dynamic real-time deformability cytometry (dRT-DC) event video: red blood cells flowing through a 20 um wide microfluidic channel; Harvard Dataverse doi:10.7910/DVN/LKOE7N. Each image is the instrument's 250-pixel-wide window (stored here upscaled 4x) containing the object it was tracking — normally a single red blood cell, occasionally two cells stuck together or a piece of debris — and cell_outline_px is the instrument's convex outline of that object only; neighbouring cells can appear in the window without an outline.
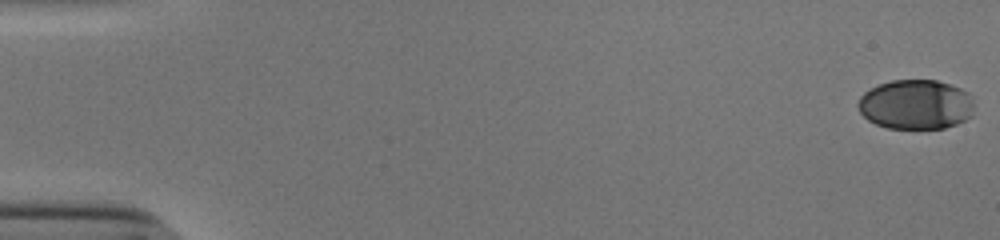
{"species": "human", "species_latin": "Homo sapiens", "temperature_condition": "cold", "stored_images_in_passage": 54, "camera_frame_rate_fps": 3000, "um_per_image_px": 0.085, "donor": {"sex": "male"}, "frame": {"image": 1, "passage_image": 1, "time_ms": 0.0, "image_size_px": [1000, 240], "cell_outline_px": [[976, 104], [972, 116], [956, 124], [944, 128], [888, 128], [876, 124], [868, 120], [860, 112], [856, 104], [860, 96], [864, 92], [880, 84], [892, 80], [936, 80], [960, 88], [968, 92], [972, 96]], "centroid_in_image_um": [77.87, 8.88], "position_along_channel_um": 7.1, "area_um2": 33.87}}
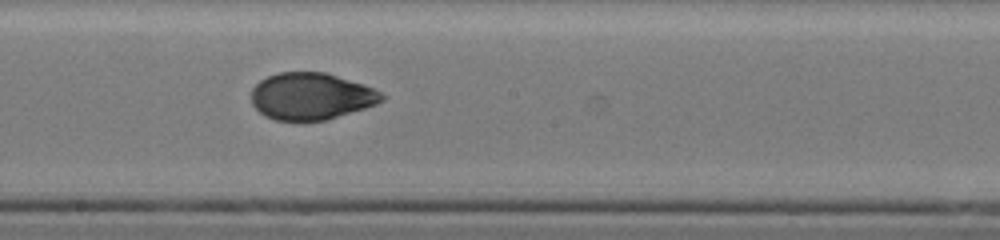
{"frame": {"image": 2, "passage_image": 31, "time_ms": 10.0, "image_size_px": [1000, 240], "cell_outline_px": [[384, 100], [376, 104], [364, 108], [324, 120], [276, 120], [264, 116], [252, 104], [252, 88], [260, 80], [268, 76], [280, 72], [324, 72], [372, 88], [380, 92], [384, 96]], "centroid_in_image_um": [26.4, 8.18], "position_along_channel_um": 221.8, "area_um2": 35.08}}
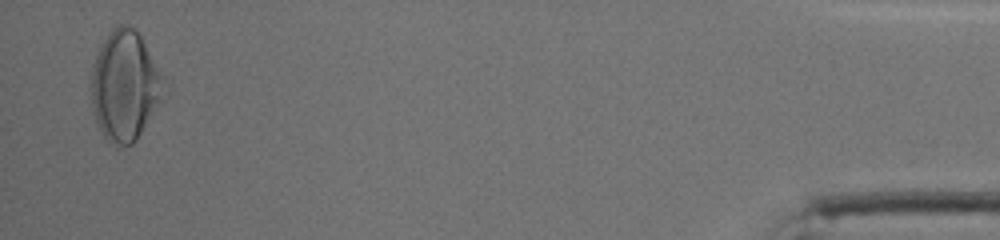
{"frame": {"image": 3, "passage_image": 53, "time_ms": 17.333, "image_size_px": [1000, 240], "cell_outline_px": [[164, 76], [160, 96], [136, 140], [132, 144], [116, 148], [104, 136], [96, 120], [92, 104], [92, 68], [100, 44], [108, 32], [112, 28], [120, 24], [124, 24], [132, 28], [140, 36]], "centroid_in_image_um": [10.56, 7.27], "position_along_channel_um": 424.6, "area_um2": 45.32}, "authors_computed_cell_mechanics": {"area_um2": 36.2984, "velocity_mm_per_s": 3.8545, "shape_relaxation_time_tau1_ms": 5.8903, "shape_relaxation_time_tau2_ms": 1.1788, "deformation_change_tau1": 0.1846, "deformation_change_tau2": 0.0465}}